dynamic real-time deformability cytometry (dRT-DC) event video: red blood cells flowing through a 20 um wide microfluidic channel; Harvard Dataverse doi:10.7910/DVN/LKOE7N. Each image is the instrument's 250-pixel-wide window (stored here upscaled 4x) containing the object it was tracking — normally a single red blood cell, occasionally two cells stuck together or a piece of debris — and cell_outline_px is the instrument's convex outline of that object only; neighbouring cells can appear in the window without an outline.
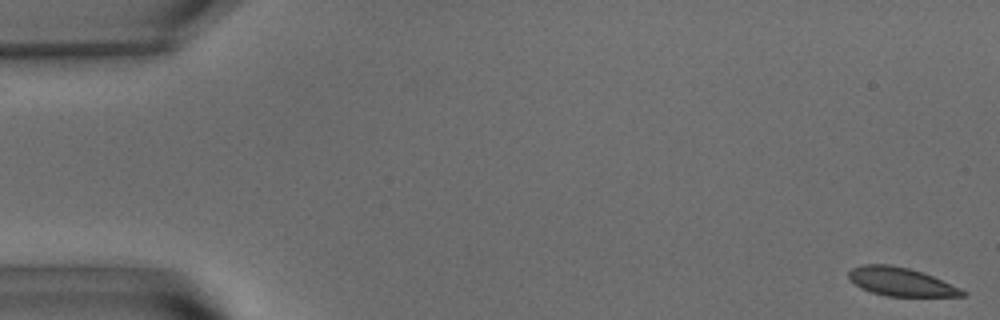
{"species": "common noctule bat (a hibernating species)", "species_latin": "Nyctalus noctula", "temperature_condition": "warm", "stored_images_in_passage": 56, "camera_frame_rate_fps": 3000, "um_per_image_px": 0.085, "animal": {"sex": "male", "body_mass_g": 15.6}, "frame": {"image": 1, "passage_image": 1, "time_ms": 0.0, "image_size_px": [1000, 320], "cell_outline_px": [[968, 292], [964, 296], [888, 296], [872, 292], [856, 284], [848, 276], [848, 272], [852, 268], [864, 264], [888, 264], [908, 268], [932, 276], [960, 288]], "centroid_in_image_um": [76.59, 23.95], "position_along_channel_um": 8.4, "area_um2": 18.44}}
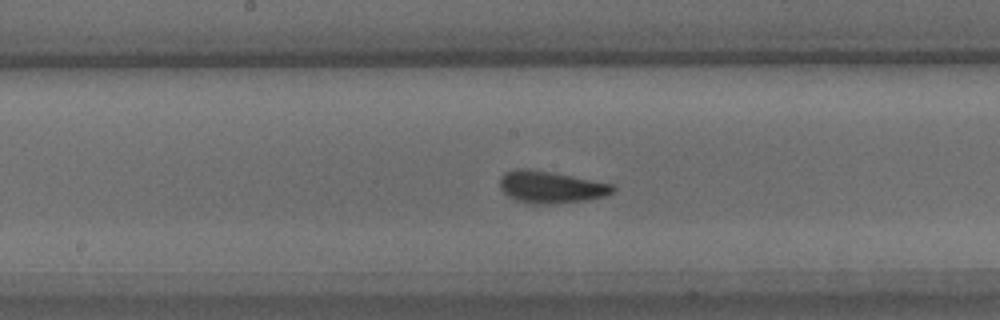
{"frame": {"image": 2, "passage_image": 29, "time_ms": 9.333, "image_size_px": [1000, 320], "cell_outline_px": [[616, 188], [612, 192], [604, 196], [584, 200], [552, 204], [532, 204], [516, 200], [508, 196], [500, 188], [500, 180], [504, 172], [516, 168], [524, 168], [548, 172], [612, 184]], "centroid_in_image_um": [46.77, 15.91], "position_along_channel_um": 201.4, "area_um2": 20.69}}
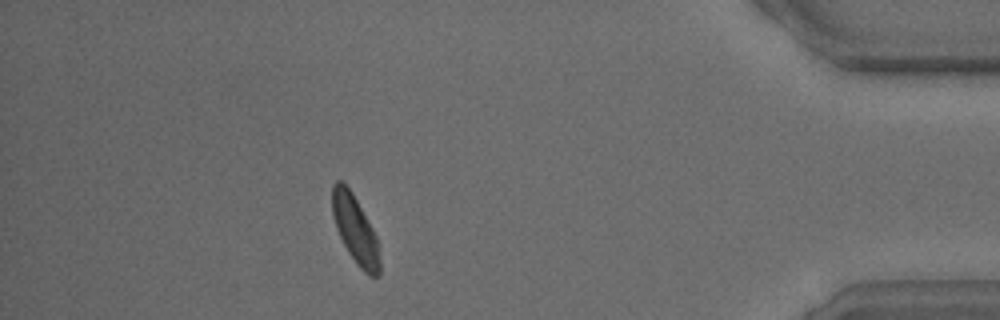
{"frame": {"image": 3, "passage_image": 50, "time_ms": 16.333, "image_size_px": [1000, 320], "cell_outline_px": [[380, 276], [368, 276], [356, 264], [348, 252], [336, 228], [332, 216], [332, 184], [336, 180], [340, 180], [352, 192], [372, 228], [376, 236], [380, 260]], "centroid_in_image_um": [30.18, 19.53], "position_along_channel_um": 405.0, "area_um2": 18.67}, "authors_computed_cell_mechanics": {"area_um2": 19.8832, "velocity_mm_per_s": 3.5834, "shape_relaxation_time_tau1_ms": 3.6283, "shape_relaxation_time_tau2_ms": null, "deformation_change_tau1": 0.1025, "deformation_change_tau2": null}}